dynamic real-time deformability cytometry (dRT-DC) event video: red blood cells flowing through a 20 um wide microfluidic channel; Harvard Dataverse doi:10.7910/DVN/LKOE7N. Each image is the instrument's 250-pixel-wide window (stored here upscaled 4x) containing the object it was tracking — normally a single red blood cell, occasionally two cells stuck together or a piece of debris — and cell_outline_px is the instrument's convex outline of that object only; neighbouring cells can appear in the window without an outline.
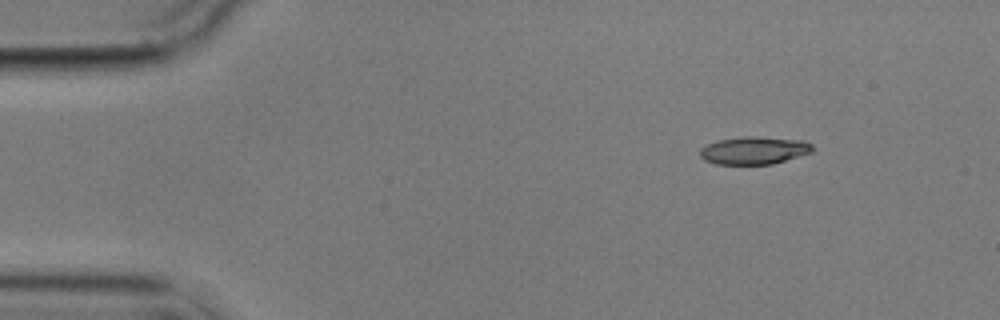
{"species": "common noctule bat (a hibernating species)", "species_latin": "Nyctalus noctula", "temperature_condition": "cold", "stored_images_in_passage": 4, "segment_of_instrument_passage": [2, 2], "camera_frame_rate_fps": 3000, "um_per_image_px": 0.085, "animal": {"sex": "male", "body_mass_g": 17.9}, "frame": {"image": 1, "passage_image": 4, "time_ms": 5.0, "image_size_px": [1000, 320], "cell_outline_px": [[812, 152], [772, 164], [716, 164], [704, 160], [700, 156], [700, 148], [716, 140], [748, 136], [752, 136], [804, 140], [812, 144]], "centroid_in_image_um": [64.08, 12.78], "position_along_channel_um": 20.9, "area_um2": 18.09}}